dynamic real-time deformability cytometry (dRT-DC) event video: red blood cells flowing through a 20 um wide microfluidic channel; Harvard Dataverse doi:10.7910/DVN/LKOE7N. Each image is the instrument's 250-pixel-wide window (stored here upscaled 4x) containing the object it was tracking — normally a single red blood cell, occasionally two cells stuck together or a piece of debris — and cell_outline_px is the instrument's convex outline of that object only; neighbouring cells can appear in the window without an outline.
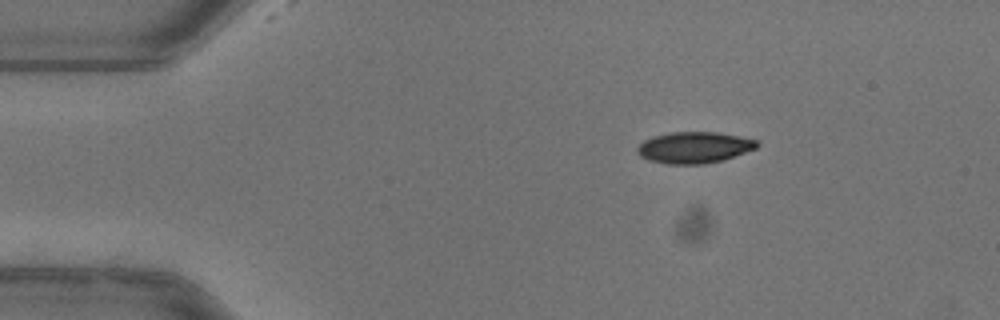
{"species": "common noctule bat (a hibernating species)", "species_latin": "Nyctalus noctula", "temperature_condition": "warm", "stored_images_in_passage": 44, "camera_frame_rate_fps": 3000, "um_per_image_px": 0.085, "animal": {"sex": "female"}, "frame": {"image": 1, "passage_image": 1, "time_ms": 0.0, "image_size_px": [1000, 320], "cell_outline_px": [[760, 144], [756, 148], [724, 160], [704, 164], [664, 164], [648, 160], [640, 156], [636, 152], [636, 148], [644, 140], [652, 136], [672, 132], [716, 132], [756, 140]], "centroid_in_image_um": [58.96, 12.55], "position_along_channel_um": 26.0, "area_um2": 21.91}}
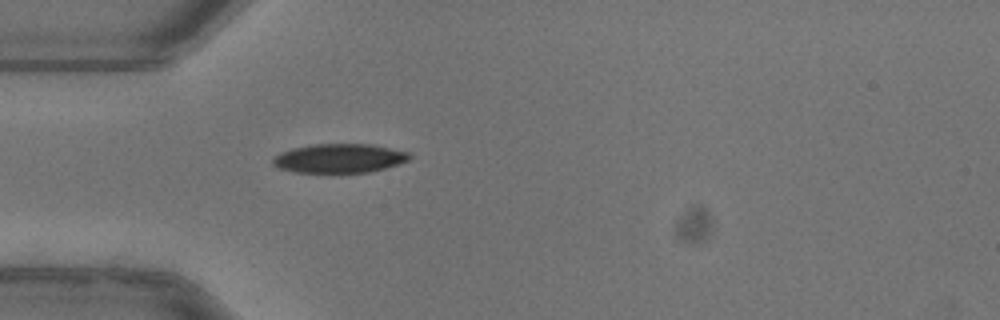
{"frame": {"image": 2, "passage_image": 8, "time_ms": 2.333, "image_size_px": [1000, 320], "cell_outline_px": [[412, 156], [408, 160], [372, 172], [340, 176], [292, 172], [280, 168], [272, 164], [272, 160], [280, 152], [292, 148], [312, 144], [372, 144], [408, 152]], "centroid_in_image_um": [28.81, 13.51], "position_along_channel_um": 56.2, "area_um2": 24.16}}
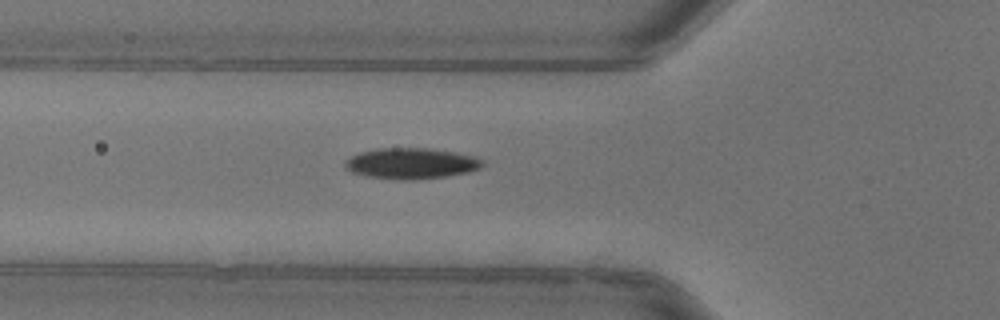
{"frame": {"image": 3, "passage_image": 11, "time_ms": 3.333, "image_size_px": [1000, 320], "cell_outline_px": [[484, 164], [480, 168], [468, 172], [448, 176], [412, 180], [404, 180], [368, 176], [352, 172], [344, 168], [344, 160], [360, 152], [376, 148], [432, 148], [456, 152], [476, 156], [484, 160]], "centroid_in_image_um": [34.98, 13.88], "position_along_channel_um": 90.8, "area_um2": 24.97}, "authors_computed_cell_mechanics": {"area_um2": 23.5824, "velocity_mm_per_s": 3.966, "shape_relaxation_time_tau1_ms": 4.9299, "shape_relaxation_time_tau2_ms": null, "deformation_change_tau1": 0.1475, "deformation_change_tau2": null}}